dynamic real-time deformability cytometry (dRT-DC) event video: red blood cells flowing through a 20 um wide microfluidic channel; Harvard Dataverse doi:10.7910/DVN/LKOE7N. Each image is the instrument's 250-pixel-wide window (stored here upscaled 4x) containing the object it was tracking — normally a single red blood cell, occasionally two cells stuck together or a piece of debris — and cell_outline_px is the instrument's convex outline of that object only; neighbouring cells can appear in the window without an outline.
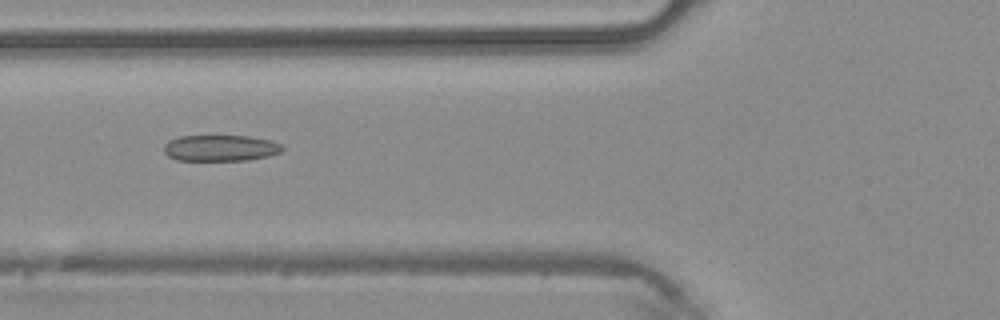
{"species": "common noctule bat (a hibernating species)", "species_latin": "Nyctalus noctula", "temperature_condition": "warm", "stored_images_in_passage": 4, "camera_frame_rate_fps": 3000, "um_per_image_px": 0.085, "animal": {"sex": "male", "body_mass_g": 20.4}, "frame": {"image": 1, "passage_image": 4, "time_ms": 1.0, "image_size_px": [1000, 320], "cell_outline_px": [[284, 148], [280, 152], [268, 156], [248, 160], [176, 160], [168, 156], [164, 152], [164, 144], [168, 140], [180, 136], [248, 136], [272, 140], [280, 144]], "centroid_in_image_um": [18.72, 12.58], "position_along_channel_um": 107.1, "area_um2": 18.09}}